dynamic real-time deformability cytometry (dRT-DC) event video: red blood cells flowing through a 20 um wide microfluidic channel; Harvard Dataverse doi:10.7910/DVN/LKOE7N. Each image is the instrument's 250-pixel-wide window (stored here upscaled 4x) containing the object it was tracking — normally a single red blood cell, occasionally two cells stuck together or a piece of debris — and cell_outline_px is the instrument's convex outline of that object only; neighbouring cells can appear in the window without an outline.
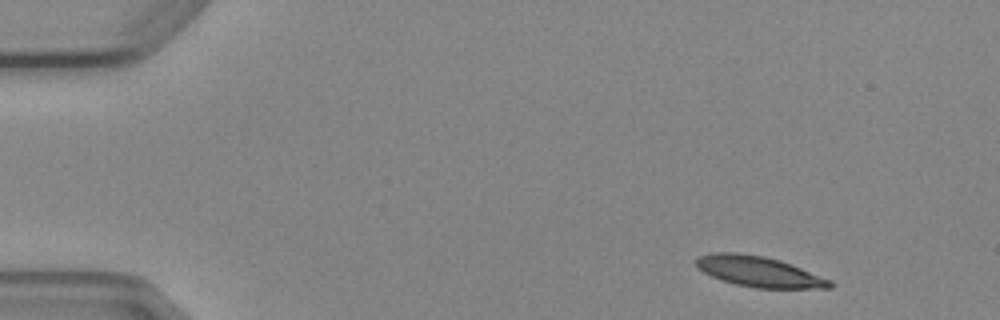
{"species": "Egyptian fruit bat (a non-hibernating species)", "species_latin": "Rousettus aegyptiacus", "temperature_condition": "cold", "stored_images_in_passage": 5, "camera_frame_rate_fps": 3000, "um_per_image_px": 0.085, "animal": {"sex": "female"}, "frame": {"image": 1, "passage_image": 1, "time_ms": 0.0, "image_size_px": [1000, 320], "cell_outline_px": [[836, 284], [832, 288], [756, 288], [736, 284], [712, 276], [696, 268], [696, 256], [712, 252], [736, 252], [764, 256], [780, 260], [832, 280]], "centroid_in_image_um": [64.51, 23.08], "position_along_channel_um": 20.5, "area_um2": 23.87}}
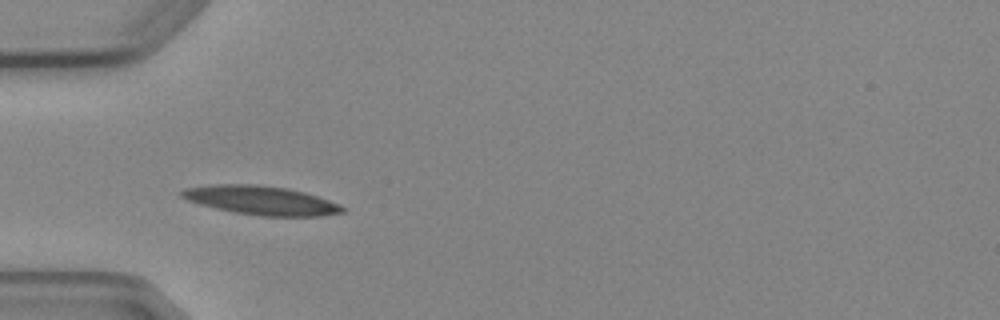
{"frame": {"image": 2, "passage_image": 4, "time_ms": 3.667, "image_size_px": [1000, 320], "cell_outline_px": [[344, 212], [320, 216], [260, 216], [236, 212], [216, 208], [200, 204], [188, 200], [180, 196], [180, 192], [184, 188], [216, 184], [256, 184], [288, 188], [304, 192], [328, 200], [344, 208]], "centroid_in_image_um": [22.16, 17.02], "position_along_channel_um": 62.8, "area_um2": 26.76}}